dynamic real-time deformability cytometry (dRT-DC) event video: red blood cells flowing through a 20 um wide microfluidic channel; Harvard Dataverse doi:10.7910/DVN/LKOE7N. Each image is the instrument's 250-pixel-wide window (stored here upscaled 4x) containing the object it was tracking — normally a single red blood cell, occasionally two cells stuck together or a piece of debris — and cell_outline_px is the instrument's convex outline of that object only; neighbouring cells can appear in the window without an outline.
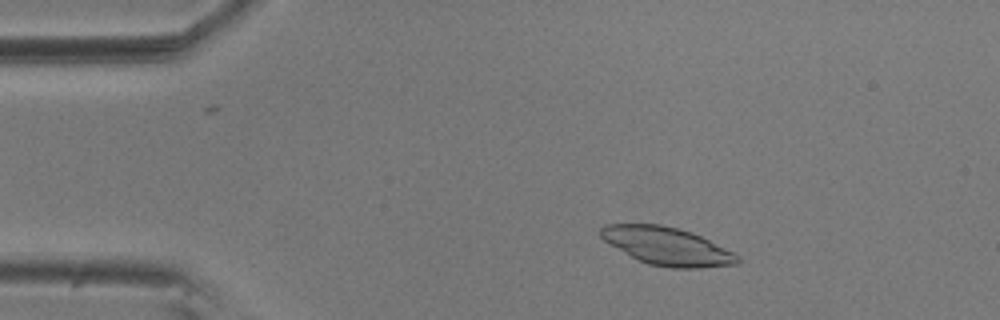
{"species": "common noctule bat (a hibernating species)", "species_latin": "Nyctalus noctula", "temperature_condition": "room temperature", "stored_images_in_passage": 55, "camera_frame_rate_fps": 3000, "um_per_image_px": 0.085, "animal": {"sex": "male", "body_mass_g": 20.5, "forearm_length_mm": 52.5}, "frame": {"image": 1, "passage_image": 9, "time_ms": 2.667, "image_size_px": [1000, 320], "cell_outline_px": [[740, 264], [700, 268], [668, 268], [648, 264], [636, 260], [604, 240], [600, 236], [600, 228], [604, 224], [660, 224], [680, 228], [692, 232], [740, 256]], "centroid_in_image_um": [56.69, 20.93], "position_along_channel_um": 28.3, "area_um2": 30.29}}
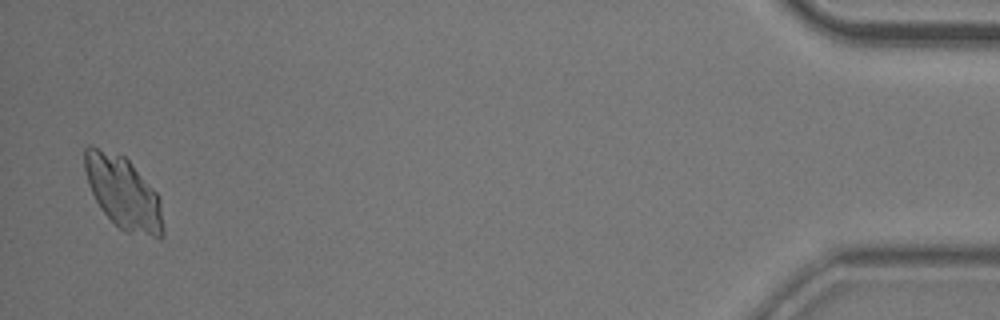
{"frame": {"image": 2, "passage_image": 54, "time_ms": 17.667, "image_size_px": [1000, 320], "cell_outline_px": [[164, 236], [160, 240], [128, 232], [120, 228], [100, 208], [88, 184], [84, 168], [84, 148], [88, 144], [92, 144], [124, 156], [128, 160], [156, 192], [160, 200], [164, 228]], "centroid_in_image_um": [10.48, 16.39], "position_along_channel_um": 424.7, "area_um2": 33.23}}